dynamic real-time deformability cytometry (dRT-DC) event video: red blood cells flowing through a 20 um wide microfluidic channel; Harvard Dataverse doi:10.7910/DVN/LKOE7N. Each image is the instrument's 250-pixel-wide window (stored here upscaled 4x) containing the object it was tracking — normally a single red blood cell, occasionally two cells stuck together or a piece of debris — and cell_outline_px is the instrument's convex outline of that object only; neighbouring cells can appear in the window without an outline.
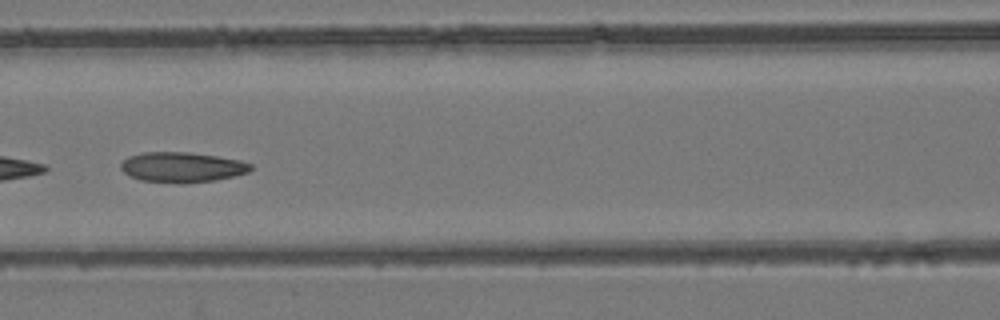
{"species": "common noctule bat (a hibernating species)", "species_latin": "Nyctalus noctula", "temperature_condition": "room temperature", "stored_images_in_passage": 8, "camera_frame_rate_fps": 3000, "um_per_image_px": 0.085, "animal": {"sex": "female", "body_mass_g": 24.6, "forearm_length_mm": 56.2}, "frame": {"image": 1, "passage_image": 8, "time_ms": 8.333, "image_size_px": [1000, 320], "cell_outline_px": [[252, 168], [248, 172], [216, 180], [184, 184], [180, 184], [140, 180], [124, 172], [120, 168], [120, 164], [128, 156], [144, 152], [188, 152], [216, 156], [240, 160], [252, 164]], "centroid_in_image_um": [15.46, 14.22], "position_along_channel_um": 151.1, "area_um2": 22.89}}